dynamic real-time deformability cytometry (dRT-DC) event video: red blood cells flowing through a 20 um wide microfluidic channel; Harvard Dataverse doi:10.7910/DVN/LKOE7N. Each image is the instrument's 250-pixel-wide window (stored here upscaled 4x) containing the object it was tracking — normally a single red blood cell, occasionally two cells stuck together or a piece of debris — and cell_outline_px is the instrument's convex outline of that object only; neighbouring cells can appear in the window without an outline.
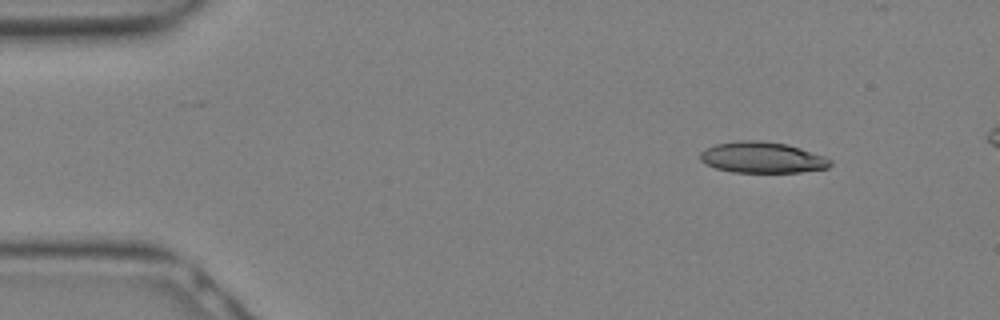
{"species": "Egyptian fruit bat (a non-hibernating species)", "species_latin": "Rousettus aegyptiacus", "temperature_condition": "warm", "stored_images_in_passage": 12, "camera_frame_rate_fps": 3000, "um_per_image_px": 0.085, "animal": {"sex": "female"}, "frame": {"image": 1, "passage_image": 3, "time_ms": 0.667, "image_size_px": [1000, 320], "cell_outline_px": [[832, 164], [828, 168], [800, 172], [732, 172], [716, 168], [700, 160], [700, 152], [704, 148], [716, 144], [736, 140], [760, 140], [788, 144], [824, 156], [832, 160]], "centroid_in_image_um": [64.79, 13.37], "position_along_channel_um": 20.2, "area_um2": 23.64}}
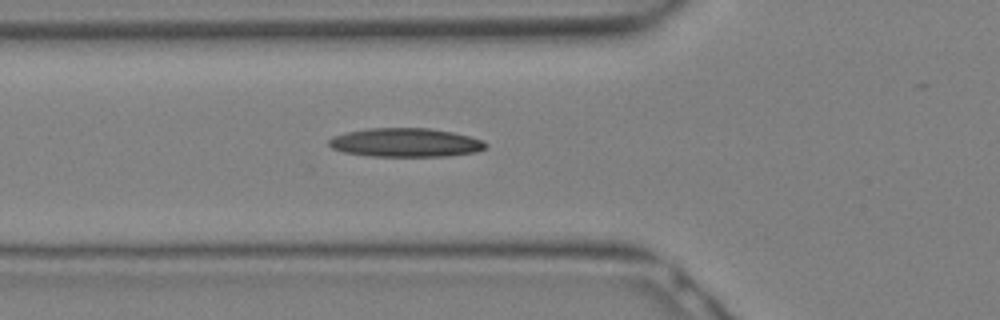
{"frame": {"image": 2, "passage_image": 10, "time_ms": 3.0, "image_size_px": [1000, 320], "cell_outline_px": [[488, 148], [476, 152], [448, 156], [372, 156], [344, 152], [332, 148], [328, 144], [328, 140], [332, 136], [348, 132], [368, 128], [428, 128], [452, 132], [484, 140], [488, 144]], "centroid_in_image_um": [34.5, 12.12], "position_along_channel_um": 91.3, "area_um2": 26.36}}
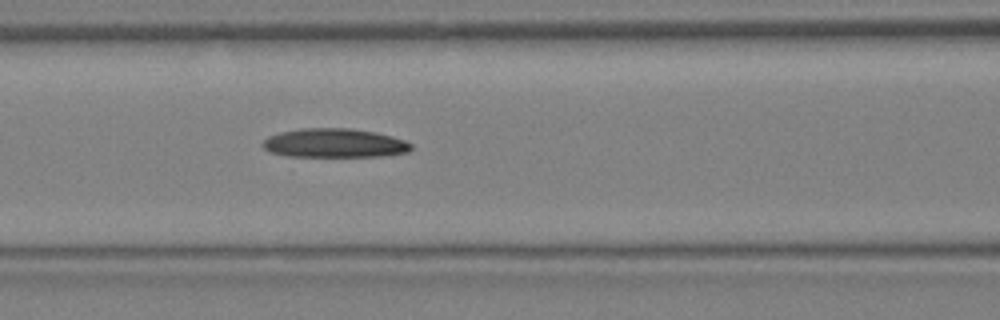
{"frame": {"image": 3, "passage_image": 12, "time_ms": 3.667, "image_size_px": [1000, 320], "cell_outline_px": [[412, 148], [408, 152], [384, 156], [284, 156], [272, 152], [264, 148], [260, 144], [268, 136], [280, 132], [304, 128], [348, 128], [376, 132], [392, 136], [404, 140], [412, 144]], "centroid_in_image_um": [28.43, 12.16], "position_along_channel_um": 138.2, "area_um2": 25.09}}